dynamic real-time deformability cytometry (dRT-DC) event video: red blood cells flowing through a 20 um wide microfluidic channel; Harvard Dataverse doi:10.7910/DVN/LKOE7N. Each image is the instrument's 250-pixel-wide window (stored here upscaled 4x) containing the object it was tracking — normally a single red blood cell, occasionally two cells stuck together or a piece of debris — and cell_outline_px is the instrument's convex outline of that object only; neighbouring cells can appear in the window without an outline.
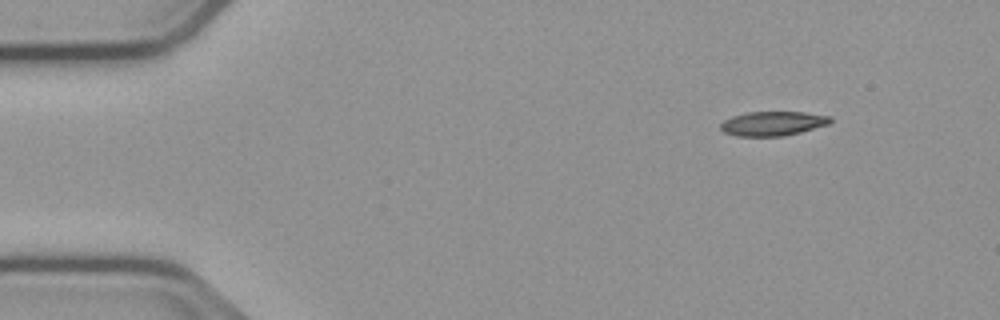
{"species": "common noctule bat (a hibernating species)", "species_latin": "Nyctalus noctula", "temperature_condition": "cold", "stored_images_in_passage": 49, "camera_frame_rate_fps": 3000, "um_per_image_px": 0.085, "animal": {"sex": "male", "body_mass_g": 23.1, "forearm_length_mm": 52.7}, "frame": {"image": 1, "passage_image": 1, "time_ms": 0.0, "image_size_px": [1000, 320], "cell_outline_px": [[832, 120], [828, 124], [800, 132], [784, 136], [736, 136], [724, 132], [720, 128], [720, 124], [724, 120], [732, 116], [748, 112], [804, 112], [832, 116]], "centroid_in_image_um": [65.68, 10.49], "position_along_channel_um": 19.3, "area_um2": 15.55}}
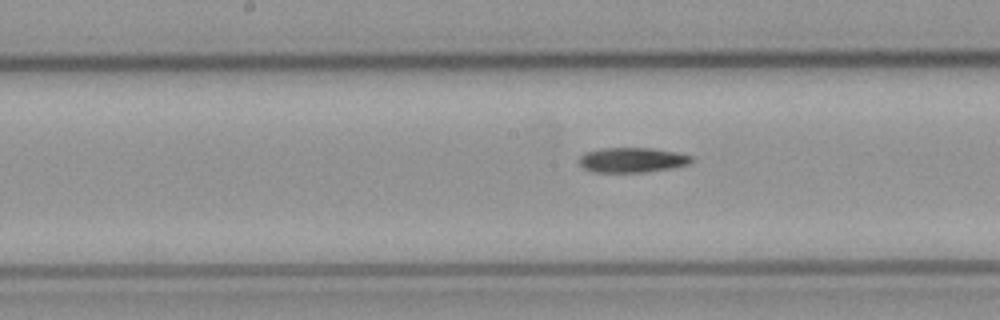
{"frame": {"image": 2, "passage_image": 22, "time_ms": 7.0, "image_size_px": [1000, 320], "cell_outline_px": [[692, 160], [688, 164], [672, 168], [644, 172], [592, 172], [584, 168], [580, 164], [580, 156], [584, 152], [600, 148], [652, 148], [676, 152], [692, 156]], "centroid_in_image_um": [53.71, 13.59], "position_along_channel_um": 194.5, "area_um2": 16.3}}
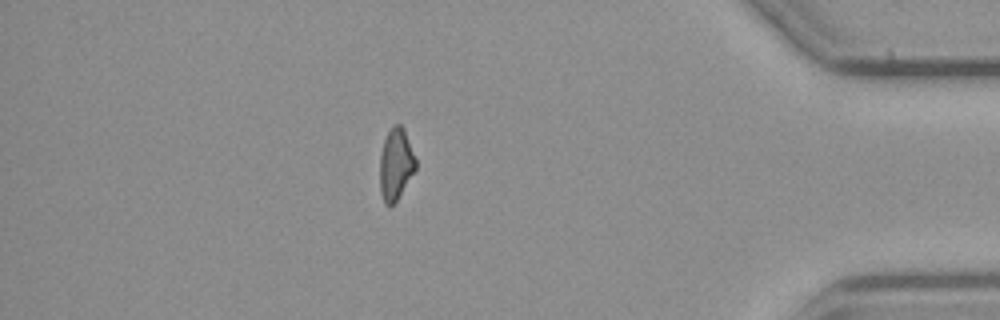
{"frame": {"image": 3, "passage_image": 42, "time_ms": 13.667, "image_size_px": [1000, 320], "cell_outline_px": [[416, 168], [396, 200], [392, 204], [384, 204], [380, 192], [380, 156], [384, 140], [392, 124], [400, 124], [404, 128], [416, 160]], "centroid_in_image_um": [33.63, 13.92], "position_along_channel_um": 401.6, "area_um2": 14.74}, "authors_computed_cell_mechanics": {"area_um2": 16.0106, "velocity_mm_per_s": 3.7653, "shape_relaxation_time_tau1_ms": 4.253, "shape_relaxation_time_tau2_ms": null, "deformation_change_tau1": 0.1507, "deformation_change_tau2": null}}